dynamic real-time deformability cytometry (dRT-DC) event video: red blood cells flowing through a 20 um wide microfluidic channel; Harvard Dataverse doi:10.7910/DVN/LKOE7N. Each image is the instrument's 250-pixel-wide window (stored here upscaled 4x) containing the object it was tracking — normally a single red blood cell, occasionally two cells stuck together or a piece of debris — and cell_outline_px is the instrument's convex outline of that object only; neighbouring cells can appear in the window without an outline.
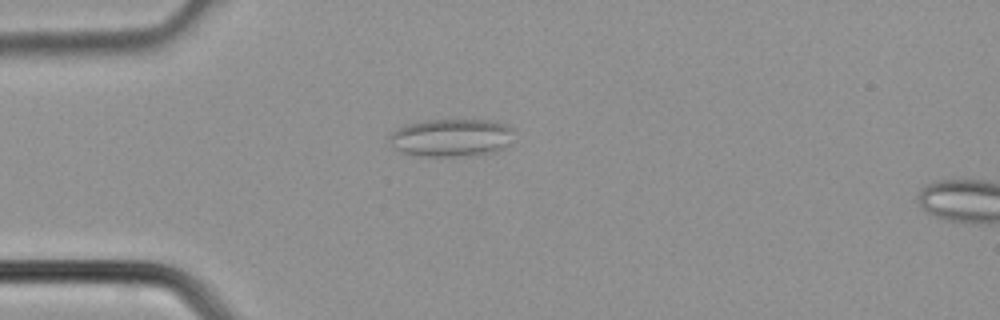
{"species": "common noctule bat (a hibernating species)", "species_latin": "Nyctalus noctula", "temperature_condition": "cold", "stored_images_in_passage": 3, "camera_frame_rate_fps": 3000, "um_per_image_px": 0.085, "animal": {"sex": "male", "body_mass_g": 21.5, "forearm_length_mm": 52.0}, "frame": {"image": 1, "passage_image": 1, "time_ms": 0.0, "image_size_px": [1000, 320], "cell_outline_px": [[512, 128], [508, 144], [504, 148], [496, 152], [472, 156], [428, 156], [400, 152], [392, 148], [388, 140], [388, 136], [392, 132], [404, 124], [428, 120], [496, 120]], "centroid_in_image_um": [38.32, 11.7], "position_along_channel_um": 46.7, "area_um2": 27.69}}